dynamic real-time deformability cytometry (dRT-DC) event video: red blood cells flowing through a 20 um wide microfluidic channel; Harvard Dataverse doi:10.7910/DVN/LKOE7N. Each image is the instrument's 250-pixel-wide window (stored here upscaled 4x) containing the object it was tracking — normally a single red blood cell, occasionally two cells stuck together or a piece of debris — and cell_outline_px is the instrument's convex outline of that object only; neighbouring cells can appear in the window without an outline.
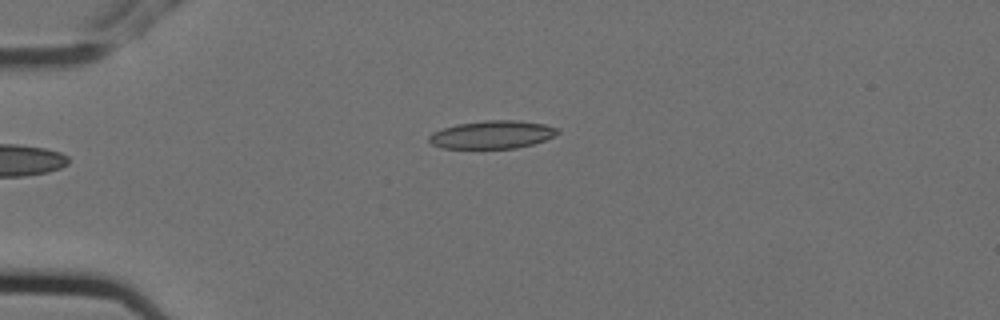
{"species": "Egyptian fruit bat (a non-hibernating species)", "species_latin": "Rousettus aegyptiacus", "temperature_condition": "cold", "stored_images_in_passage": 5, "camera_frame_rate_fps": 3000, "um_per_image_px": 0.085, "animal": {"sex": "female"}, "frame": {"image": 1, "passage_image": 5, "time_ms": 1.333, "image_size_px": [1000, 320], "cell_outline_px": [[560, 132], [544, 140], [532, 144], [516, 148], [440, 148], [432, 144], [428, 140], [428, 136], [432, 132], [456, 124], [484, 120], [520, 120], [544, 124], [556, 128]], "centroid_in_image_um": [41.8, 11.44], "position_along_channel_um": 43.2, "area_um2": 20.92}}